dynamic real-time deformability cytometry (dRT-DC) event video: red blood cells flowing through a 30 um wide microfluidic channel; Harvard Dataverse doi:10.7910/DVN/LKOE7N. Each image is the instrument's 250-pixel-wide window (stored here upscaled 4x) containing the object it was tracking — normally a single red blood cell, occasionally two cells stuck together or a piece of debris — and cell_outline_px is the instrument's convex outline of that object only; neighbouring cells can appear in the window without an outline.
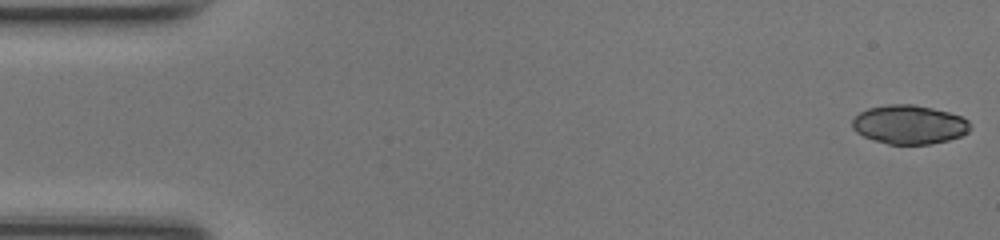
{"species": "common noctule bat (a hibernating species)", "species_latin": "Nyctalus noctula", "temperature_condition": "room temperature", "stored_images_in_passage": 48, "camera_frame_rate_fps": 3000, "um_per_image_px": 0.085, "animal": {"sex": "female", "body_mass_g": 17.0, "forearm_length_mm": 48.0}, "frame": {"image": 1, "passage_image": 1, "time_ms": 0.0, "image_size_px": [1000, 240], "cell_outline_px": [[972, 128], [968, 132], [960, 136], [948, 140], [932, 144], [888, 144], [864, 136], [856, 132], [852, 128], [852, 120], [860, 112], [868, 108], [888, 104], [912, 104], [932, 108], [948, 112], [960, 116], [968, 120], [972, 124]], "centroid_in_image_um": [77.3, 10.59], "position_along_channel_um": 7.7, "area_um2": 26.76}}